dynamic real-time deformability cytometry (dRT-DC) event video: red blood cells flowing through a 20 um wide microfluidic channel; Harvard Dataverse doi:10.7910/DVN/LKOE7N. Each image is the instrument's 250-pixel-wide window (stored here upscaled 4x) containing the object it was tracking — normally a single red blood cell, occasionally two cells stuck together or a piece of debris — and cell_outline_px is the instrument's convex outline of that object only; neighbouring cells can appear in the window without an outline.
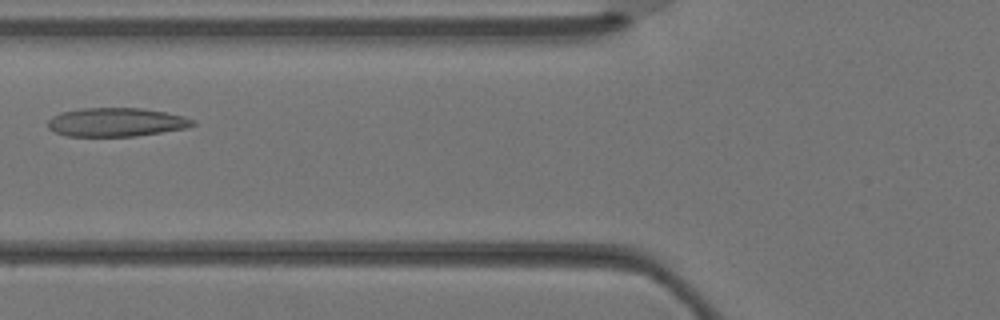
{"species": "Egyptian fruit bat (a non-hibernating species)", "species_latin": "Rousettus aegyptiacus", "temperature_condition": "warm", "stored_images_in_passage": 2, "camera_frame_rate_fps": 3000, "um_per_image_px": 0.085, "animal": {"sex": "female"}, "frame": {"image": 1, "passage_image": 2, "time_ms": 0.333, "image_size_px": [1000, 320], "cell_outline_px": [[196, 124], [188, 128], [136, 136], [64, 136], [52, 132], [48, 128], [48, 120], [52, 116], [60, 112], [80, 108], [140, 108], [164, 112], [184, 116], [196, 120]], "centroid_in_image_um": [9.86, 10.39], "position_along_channel_um": 115.9, "area_um2": 24.51}}